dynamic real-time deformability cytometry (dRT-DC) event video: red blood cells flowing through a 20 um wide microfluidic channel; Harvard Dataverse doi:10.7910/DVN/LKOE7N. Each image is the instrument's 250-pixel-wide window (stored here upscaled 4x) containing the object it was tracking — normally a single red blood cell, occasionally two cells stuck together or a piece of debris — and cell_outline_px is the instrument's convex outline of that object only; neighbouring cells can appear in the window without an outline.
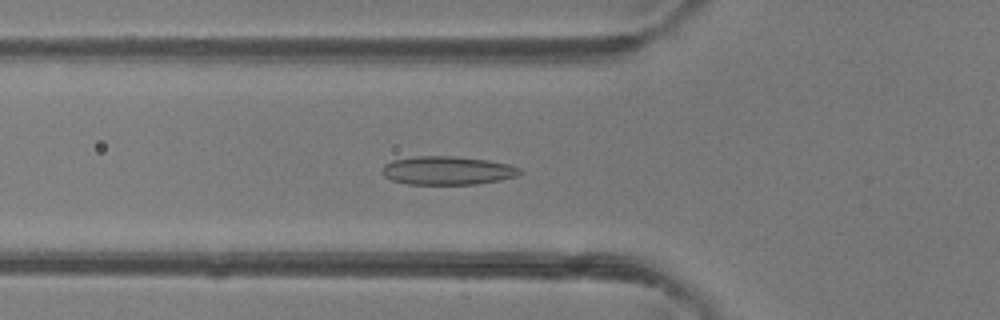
{"species": "common noctule bat (a hibernating species)", "species_latin": "Nyctalus noctula", "temperature_condition": "room temperature", "stored_images_in_passage": 47, "camera_frame_rate_fps": 3000, "um_per_image_px": 0.085, "animal": {"sex": "female"}, "frame": {"image": 1, "passage_image": 16, "time_ms": 5.0, "image_size_px": [1000, 320], "cell_outline_px": [[520, 172], [516, 176], [500, 180], [476, 184], [408, 184], [392, 180], [384, 176], [380, 172], [380, 168], [384, 164], [392, 160], [416, 156], [456, 156], [488, 160], [508, 164], [520, 168]], "centroid_in_image_um": [37.98, 14.49], "position_along_channel_um": 87.8, "area_um2": 22.95}}
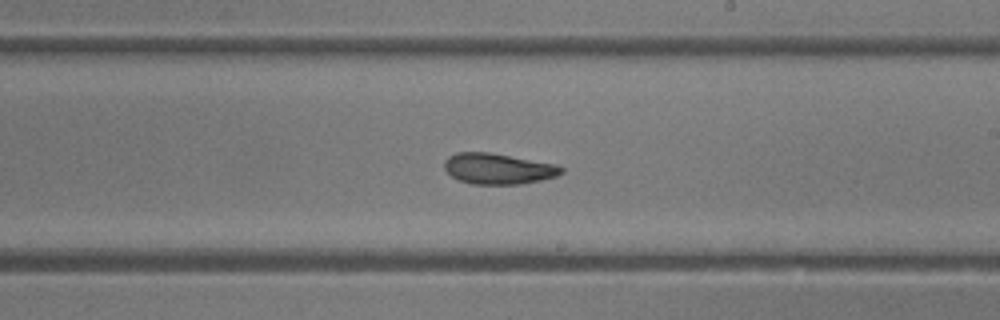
{"frame": {"image": 2, "passage_image": 27, "time_ms": 8.667, "image_size_px": [1000, 320], "cell_outline_px": [[564, 172], [556, 176], [540, 180], [520, 184], [472, 184], [460, 180], [452, 176], [444, 168], [444, 160], [448, 156], [456, 152], [488, 152], [556, 164], [564, 168]], "centroid_in_image_um": [42.33, 14.33], "position_along_channel_um": 246.7, "area_um2": 20.92}}
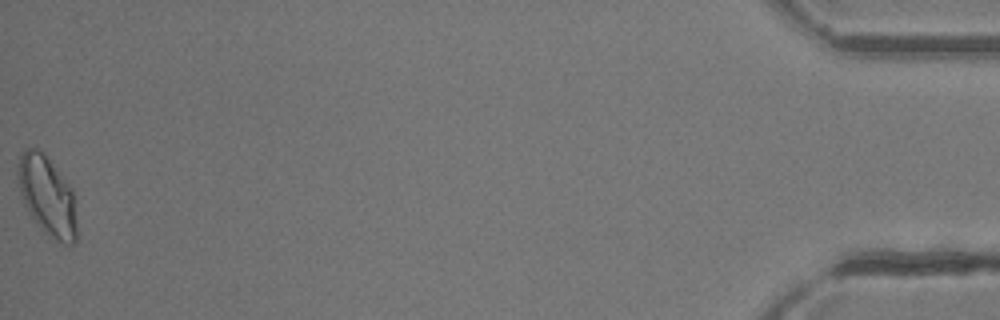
{"frame": {"image": 3, "passage_image": 47, "time_ms": 15.333, "image_size_px": [1000, 320], "cell_outline_px": [[76, 240], [72, 244], [64, 244], [48, 236], [44, 232], [32, 216], [24, 204], [20, 192], [16, 176], [16, 172], [20, 156], [24, 148], [36, 148], [48, 160], [72, 188], [76, 224]], "centroid_in_image_um": [3.99, 16.67], "position_along_channel_um": 431.2, "area_um2": 26.76}, "authors_computed_cell_mechanics": {"area_um2": 22.1952, "velocity_mm_per_s": 4.3235, "shape_relaxation_time_tau1_ms": 7.4021, "shape_relaxation_time_tau2_ms": 1.6635, "deformation_change_tau1": 0.1635, "deformation_change_tau2": 0.0709}}